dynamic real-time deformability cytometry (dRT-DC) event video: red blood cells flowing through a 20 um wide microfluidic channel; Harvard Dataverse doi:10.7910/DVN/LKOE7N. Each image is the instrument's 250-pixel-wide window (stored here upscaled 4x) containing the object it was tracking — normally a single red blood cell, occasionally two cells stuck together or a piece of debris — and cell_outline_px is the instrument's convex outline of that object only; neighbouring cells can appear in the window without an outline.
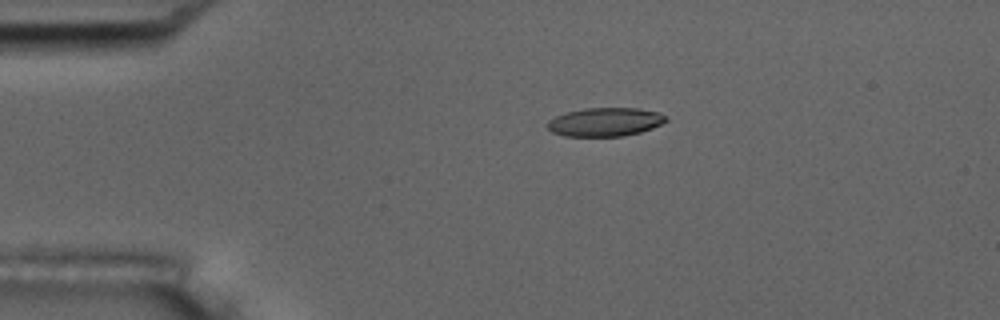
{"species": "common noctule bat (a hibernating species)", "species_latin": "Nyctalus noctula", "temperature_condition": "room temperature", "stored_images_in_passage": 24, "camera_frame_rate_fps": 3000, "um_per_image_px": 0.085, "animal": {"sex": "male", "body_mass_g": 17.5, "forearm_length_mm": 52.3}, "frame": {"image": 1, "passage_image": 2, "time_ms": 0.333, "image_size_px": [1000, 320], "cell_outline_px": [[668, 120], [652, 128], [640, 132], [624, 136], [564, 136], [552, 132], [548, 128], [548, 120], [556, 116], [568, 112], [584, 108], [640, 108], [660, 112]], "centroid_in_image_um": [51.44, 10.36], "position_along_channel_um": 33.6, "area_um2": 19.71}}
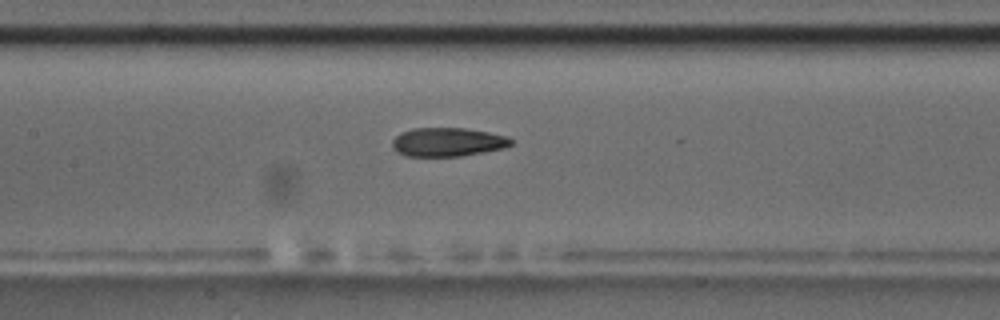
{"frame": {"image": 2, "passage_image": 17, "time_ms": 5.333, "image_size_px": [1000, 320], "cell_outline_px": [[512, 144], [504, 148], [484, 152], [460, 156], [404, 156], [396, 152], [392, 148], [392, 140], [400, 132], [412, 128], [464, 128], [488, 132], [508, 136], [512, 140]], "centroid_in_image_um": [38.02, 12.07], "position_along_channel_um": 169.4, "area_um2": 20.06}}
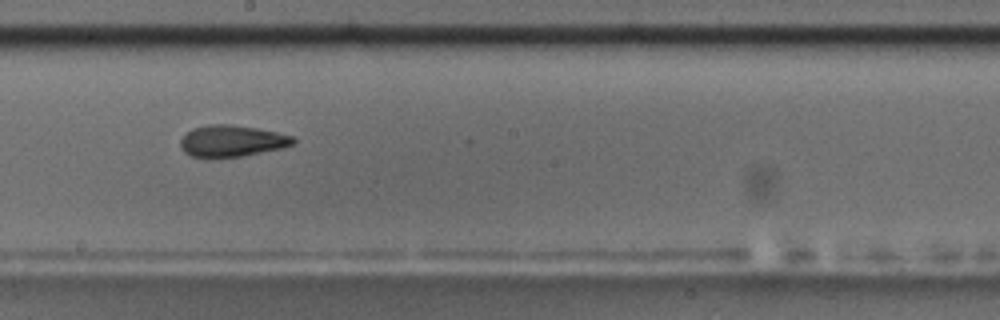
{"frame": {"image": 3, "passage_image": 22, "time_ms": 7.0, "image_size_px": [1000, 320], "cell_outline_px": [[296, 144], [280, 148], [240, 156], [192, 156], [184, 152], [180, 148], [180, 140], [192, 128], [208, 124], [228, 124], [256, 128], [276, 132], [292, 136], [296, 140]], "centroid_in_image_um": [19.7, 11.96], "position_along_channel_um": 228.5, "area_um2": 20.29}}